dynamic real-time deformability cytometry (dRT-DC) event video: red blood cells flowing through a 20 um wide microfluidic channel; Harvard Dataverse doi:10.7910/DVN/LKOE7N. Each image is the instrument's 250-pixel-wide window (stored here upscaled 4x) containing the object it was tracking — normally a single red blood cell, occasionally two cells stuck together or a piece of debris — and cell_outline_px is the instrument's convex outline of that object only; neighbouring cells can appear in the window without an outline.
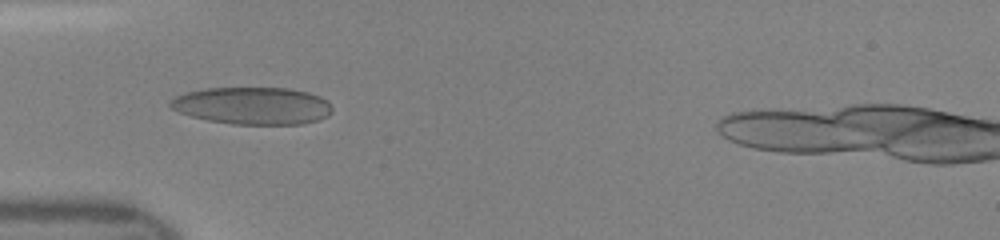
{"species": "human", "species_latin": "Homo sapiens", "temperature_condition": "room temperature", "stored_images_in_passage": 46, "camera_frame_rate_fps": 3000, "um_per_image_px": 0.085, "donor": {"sex": "female"}, "frame": {"image": 1, "passage_image": 14, "time_ms": 4.333, "image_size_px": [1000, 240], "cell_outline_px": [[332, 112], [328, 116], [304, 124], [232, 124], [208, 120], [192, 116], [180, 112], [172, 108], [168, 104], [176, 96], [188, 92], [204, 88], [288, 88], [308, 92], [320, 96], [328, 100], [332, 108]], "centroid_in_image_um": [21.51, 8.98], "position_along_channel_um": 63.5, "area_um2": 35.14}}
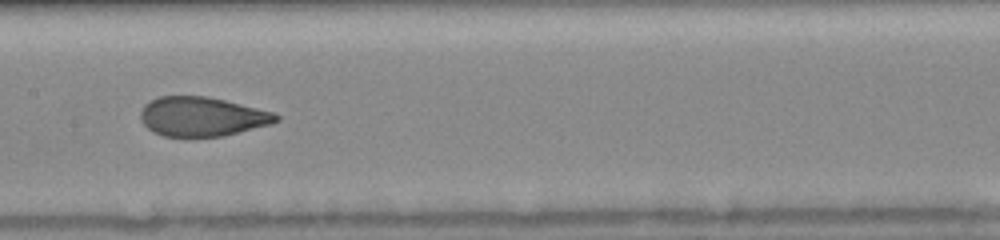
{"frame": {"image": 2, "passage_image": 23, "time_ms": 7.333, "image_size_px": [1000, 240], "cell_outline_px": [[280, 120], [272, 124], [224, 136], [164, 136], [152, 132], [144, 124], [140, 116], [140, 112], [144, 104], [160, 96], [208, 96], [276, 112], [280, 116]], "centroid_in_image_um": [17.21, 9.9], "position_along_channel_um": 190.2, "area_um2": 31.21}}
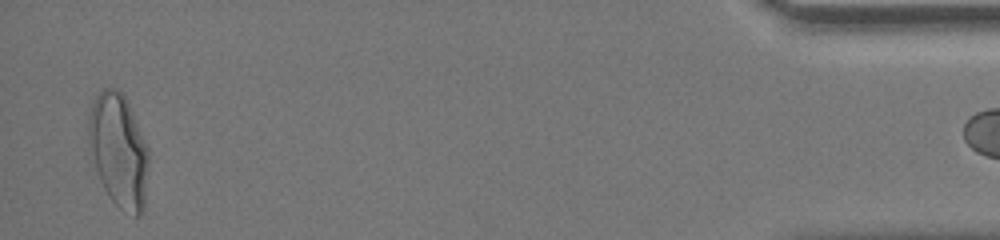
{"frame": {"image": 3, "passage_image": 45, "time_ms": 14.667, "image_size_px": [1000, 240], "cell_outline_px": [[148, 164], [144, 212], [140, 216], [136, 216], [120, 208], [112, 200], [104, 188], [100, 180], [96, 168], [88, 136], [88, 112], [96, 96], [104, 88], [120, 88], [132, 112], [148, 148]], "centroid_in_image_um": [10.09, 12.78], "position_along_channel_um": 425.1, "area_um2": 39.3}}